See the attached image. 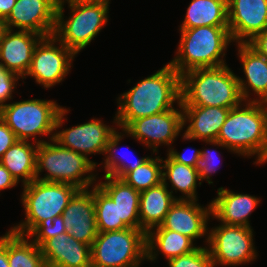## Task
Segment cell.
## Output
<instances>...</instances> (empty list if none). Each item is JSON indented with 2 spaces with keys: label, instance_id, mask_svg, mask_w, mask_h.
<instances>
[{
  "label": "cell",
  "instance_id": "9c48e42d",
  "mask_svg": "<svg viewBox=\"0 0 267 267\" xmlns=\"http://www.w3.org/2000/svg\"><path fill=\"white\" fill-rule=\"evenodd\" d=\"M145 259L146 233L141 229L98 232L91 245L93 267H139Z\"/></svg>",
  "mask_w": 267,
  "mask_h": 267
},
{
  "label": "cell",
  "instance_id": "d590c367",
  "mask_svg": "<svg viewBox=\"0 0 267 267\" xmlns=\"http://www.w3.org/2000/svg\"><path fill=\"white\" fill-rule=\"evenodd\" d=\"M19 78V75L3 69L0 64V107L5 105L7 100L12 99V92H14L16 81Z\"/></svg>",
  "mask_w": 267,
  "mask_h": 267
},
{
  "label": "cell",
  "instance_id": "d6986e66",
  "mask_svg": "<svg viewBox=\"0 0 267 267\" xmlns=\"http://www.w3.org/2000/svg\"><path fill=\"white\" fill-rule=\"evenodd\" d=\"M46 267H91V245L68 233L47 239L41 246Z\"/></svg>",
  "mask_w": 267,
  "mask_h": 267
},
{
  "label": "cell",
  "instance_id": "8d00e7d4",
  "mask_svg": "<svg viewBox=\"0 0 267 267\" xmlns=\"http://www.w3.org/2000/svg\"><path fill=\"white\" fill-rule=\"evenodd\" d=\"M167 152H168L167 155L173 161L180 164L189 165L192 167H196L197 161L199 160L201 155V150H195V149H192V152L189 155H184L183 153L181 154L172 148H170Z\"/></svg>",
  "mask_w": 267,
  "mask_h": 267
},
{
  "label": "cell",
  "instance_id": "836d02e7",
  "mask_svg": "<svg viewBox=\"0 0 267 267\" xmlns=\"http://www.w3.org/2000/svg\"><path fill=\"white\" fill-rule=\"evenodd\" d=\"M169 267H214L207 247H199L189 254L168 260Z\"/></svg>",
  "mask_w": 267,
  "mask_h": 267
},
{
  "label": "cell",
  "instance_id": "74e56055",
  "mask_svg": "<svg viewBox=\"0 0 267 267\" xmlns=\"http://www.w3.org/2000/svg\"><path fill=\"white\" fill-rule=\"evenodd\" d=\"M16 141L15 134L0 118V158Z\"/></svg>",
  "mask_w": 267,
  "mask_h": 267
},
{
  "label": "cell",
  "instance_id": "ac0fdd59",
  "mask_svg": "<svg viewBox=\"0 0 267 267\" xmlns=\"http://www.w3.org/2000/svg\"><path fill=\"white\" fill-rule=\"evenodd\" d=\"M43 38L32 31L6 29L0 40V64L3 69L11 71L25 79L34 49Z\"/></svg>",
  "mask_w": 267,
  "mask_h": 267
},
{
  "label": "cell",
  "instance_id": "60d3db41",
  "mask_svg": "<svg viewBox=\"0 0 267 267\" xmlns=\"http://www.w3.org/2000/svg\"><path fill=\"white\" fill-rule=\"evenodd\" d=\"M0 267H9L7 259V233L0 237Z\"/></svg>",
  "mask_w": 267,
  "mask_h": 267
},
{
  "label": "cell",
  "instance_id": "603a6c76",
  "mask_svg": "<svg viewBox=\"0 0 267 267\" xmlns=\"http://www.w3.org/2000/svg\"><path fill=\"white\" fill-rule=\"evenodd\" d=\"M161 182L159 185L140 192L139 218L140 229L146 234L153 228L158 227L176 201L173 191Z\"/></svg>",
  "mask_w": 267,
  "mask_h": 267
},
{
  "label": "cell",
  "instance_id": "3957f363",
  "mask_svg": "<svg viewBox=\"0 0 267 267\" xmlns=\"http://www.w3.org/2000/svg\"><path fill=\"white\" fill-rule=\"evenodd\" d=\"M238 76L228 65L196 68L181 75L182 106L233 108L243 102Z\"/></svg>",
  "mask_w": 267,
  "mask_h": 267
},
{
  "label": "cell",
  "instance_id": "f35d334b",
  "mask_svg": "<svg viewBox=\"0 0 267 267\" xmlns=\"http://www.w3.org/2000/svg\"><path fill=\"white\" fill-rule=\"evenodd\" d=\"M248 44L267 59V29L258 33Z\"/></svg>",
  "mask_w": 267,
  "mask_h": 267
},
{
  "label": "cell",
  "instance_id": "7c38bea8",
  "mask_svg": "<svg viewBox=\"0 0 267 267\" xmlns=\"http://www.w3.org/2000/svg\"><path fill=\"white\" fill-rule=\"evenodd\" d=\"M179 109H170L159 114L135 119L122 131L130 135L146 147L152 148L153 153H158L161 144L170 145L183 130V112L181 103Z\"/></svg>",
  "mask_w": 267,
  "mask_h": 267
},
{
  "label": "cell",
  "instance_id": "f1b7e54d",
  "mask_svg": "<svg viewBox=\"0 0 267 267\" xmlns=\"http://www.w3.org/2000/svg\"><path fill=\"white\" fill-rule=\"evenodd\" d=\"M28 236L7 232L9 267H46L41 249Z\"/></svg>",
  "mask_w": 267,
  "mask_h": 267
},
{
  "label": "cell",
  "instance_id": "b9f144b4",
  "mask_svg": "<svg viewBox=\"0 0 267 267\" xmlns=\"http://www.w3.org/2000/svg\"><path fill=\"white\" fill-rule=\"evenodd\" d=\"M16 0H0V17L6 19L12 11Z\"/></svg>",
  "mask_w": 267,
  "mask_h": 267
},
{
  "label": "cell",
  "instance_id": "e575fe53",
  "mask_svg": "<svg viewBox=\"0 0 267 267\" xmlns=\"http://www.w3.org/2000/svg\"><path fill=\"white\" fill-rule=\"evenodd\" d=\"M215 151V150H214ZM201 150V155L196 164V170L199 173L200 181L206 180L209 184H213L210 177L212 173H216L218 165L216 166L218 159L216 151ZM218 161V160H217Z\"/></svg>",
  "mask_w": 267,
  "mask_h": 267
},
{
  "label": "cell",
  "instance_id": "f6af8a7d",
  "mask_svg": "<svg viewBox=\"0 0 267 267\" xmlns=\"http://www.w3.org/2000/svg\"><path fill=\"white\" fill-rule=\"evenodd\" d=\"M267 162V154L264 157V160L262 161L261 165Z\"/></svg>",
  "mask_w": 267,
  "mask_h": 267
},
{
  "label": "cell",
  "instance_id": "d4e9b609",
  "mask_svg": "<svg viewBox=\"0 0 267 267\" xmlns=\"http://www.w3.org/2000/svg\"><path fill=\"white\" fill-rule=\"evenodd\" d=\"M33 145L29 141L17 140L0 158V163L10 172L19 183L22 178L23 186L36 179V153L39 143Z\"/></svg>",
  "mask_w": 267,
  "mask_h": 267
},
{
  "label": "cell",
  "instance_id": "44dd1931",
  "mask_svg": "<svg viewBox=\"0 0 267 267\" xmlns=\"http://www.w3.org/2000/svg\"><path fill=\"white\" fill-rule=\"evenodd\" d=\"M217 194L218 196L210 202L213 219L226 225L251 227L248 219L260 203L259 198L235 193L223 187L218 188Z\"/></svg>",
  "mask_w": 267,
  "mask_h": 267
},
{
  "label": "cell",
  "instance_id": "5b68a950",
  "mask_svg": "<svg viewBox=\"0 0 267 267\" xmlns=\"http://www.w3.org/2000/svg\"><path fill=\"white\" fill-rule=\"evenodd\" d=\"M69 110L55 101L32 99L5 104L0 107V118L15 134L17 140H37V135L54 139V130L60 128Z\"/></svg>",
  "mask_w": 267,
  "mask_h": 267
},
{
  "label": "cell",
  "instance_id": "7bdbcfd3",
  "mask_svg": "<svg viewBox=\"0 0 267 267\" xmlns=\"http://www.w3.org/2000/svg\"><path fill=\"white\" fill-rule=\"evenodd\" d=\"M71 2V3H78V2H106L110 3V0H59V3H65V2Z\"/></svg>",
  "mask_w": 267,
  "mask_h": 267
},
{
  "label": "cell",
  "instance_id": "484cf974",
  "mask_svg": "<svg viewBox=\"0 0 267 267\" xmlns=\"http://www.w3.org/2000/svg\"><path fill=\"white\" fill-rule=\"evenodd\" d=\"M193 242L191 238L172 230L151 229L146 234L147 261L157 259L158 252H161L167 261L189 254L198 248Z\"/></svg>",
  "mask_w": 267,
  "mask_h": 267
},
{
  "label": "cell",
  "instance_id": "8fae6325",
  "mask_svg": "<svg viewBox=\"0 0 267 267\" xmlns=\"http://www.w3.org/2000/svg\"><path fill=\"white\" fill-rule=\"evenodd\" d=\"M54 35L43 37L36 45L31 66L26 76H31L37 84L45 88L60 83L69 73L75 53L66 48Z\"/></svg>",
  "mask_w": 267,
  "mask_h": 267
},
{
  "label": "cell",
  "instance_id": "5bb4252c",
  "mask_svg": "<svg viewBox=\"0 0 267 267\" xmlns=\"http://www.w3.org/2000/svg\"><path fill=\"white\" fill-rule=\"evenodd\" d=\"M55 0H16L11 13L5 19L6 27L32 31L43 37L52 36L56 26Z\"/></svg>",
  "mask_w": 267,
  "mask_h": 267
},
{
  "label": "cell",
  "instance_id": "277c9868",
  "mask_svg": "<svg viewBox=\"0 0 267 267\" xmlns=\"http://www.w3.org/2000/svg\"><path fill=\"white\" fill-rule=\"evenodd\" d=\"M179 30L181 38L178 52L169 63L179 75L196 68L226 65L222 58L232 42L228 26H201Z\"/></svg>",
  "mask_w": 267,
  "mask_h": 267
},
{
  "label": "cell",
  "instance_id": "83f0119b",
  "mask_svg": "<svg viewBox=\"0 0 267 267\" xmlns=\"http://www.w3.org/2000/svg\"><path fill=\"white\" fill-rule=\"evenodd\" d=\"M162 163H164L162 164V182L168 185V179L173 190L180 191L185 195L180 196L179 199L197 200L196 188L197 181H200V178L196 168L177 163L168 155L164 161L162 159Z\"/></svg>",
  "mask_w": 267,
  "mask_h": 267
},
{
  "label": "cell",
  "instance_id": "7a4b0ae2",
  "mask_svg": "<svg viewBox=\"0 0 267 267\" xmlns=\"http://www.w3.org/2000/svg\"><path fill=\"white\" fill-rule=\"evenodd\" d=\"M245 104L231 108L217 140L206 143L239 156L256 155L254 164H261L267 154V103L245 101Z\"/></svg>",
  "mask_w": 267,
  "mask_h": 267
},
{
  "label": "cell",
  "instance_id": "1f68e13d",
  "mask_svg": "<svg viewBox=\"0 0 267 267\" xmlns=\"http://www.w3.org/2000/svg\"><path fill=\"white\" fill-rule=\"evenodd\" d=\"M121 132L119 134L118 131H116L108 141L105 147L104 153L107 154L106 159L104 160V170H105V175L104 176H114L118 178H123L129 171L135 170L138 166H140L142 163H144L148 157H142L140 159H136L135 161H130L127 162V160H121L118 157L117 154L114 152L117 150V146L120 140H122ZM109 154V155H108Z\"/></svg>",
  "mask_w": 267,
  "mask_h": 267
},
{
  "label": "cell",
  "instance_id": "4fadbf2b",
  "mask_svg": "<svg viewBox=\"0 0 267 267\" xmlns=\"http://www.w3.org/2000/svg\"><path fill=\"white\" fill-rule=\"evenodd\" d=\"M232 41L248 43L267 29V0H227Z\"/></svg>",
  "mask_w": 267,
  "mask_h": 267
},
{
  "label": "cell",
  "instance_id": "cb8c5ba5",
  "mask_svg": "<svg viewBox=\"0 0 267 267\" xmlns=\"http://www.w3.org/2000/svg\"><path fill=\"white\" fill-rule=\"evenodd\" d=\"M105 182L97 185L114 201L118 207L119 218L128 228L140 229V192L124 180L114 176H104Z\"/></svg>",
  "mask_w": 267,
  "mask_h": 267
},
{
  "label": "cell",
  "instance_id": "8992f818",
  "mask_svg": "<svg viewBox=\"0 0 267 267\" xmlns=\"http://www.w3.org/2000/svg\"><path fill=\"white\" fill-rule=\"evenodd\" d=\"M50 141L38 144L36 179L45 182L68 183L78 189H88L96 181L97 175H93L92 171L97 167V163L78 152L61 146L54 139ZM43 170L47 171V174L41 178L39 175ZM85 174L88 175L84 177Z\"/></svg>",
  "mask_w": 267,
  "mask_h": 267
},
{
  "label": "cell",
  "instance_id": "52a82bcc",
  "mask_svg": "<svg viewBox=\"0 0 267 267\" xmlns=\"http://www.w3.org/2000/svg\"><path fill=\"white\" fill-rule=\"evenodd\" d=\"M109 4L106 2H68L71 10L64 21V3H58L56 10L55 38L66 48L78 54L101 31L108 22Z\"/></svg>",
  "mask_w": 267,
  "mask_h": 267
},
{
  "label": "cell",
  "instance_id": "9a60e30c",
  "mask_svg": "<svg viewBox=\"0 0 267 267\" xmlns=\"http://www.w3.org/2000/svg\"><path fill=\"white\" fill-rule=\"evenodd\" d=\"M67 233L77 241L92 245L98 229L95 216L94 187L79 189L62 213Z\"/></svg>",
  "mask_w": 267,
  "mask_h": 267
},
{
  "label": "cell",
  "instance_id": "f546056e",
  "mask_svg": "<svg viewBox=\"0 0 267 267\" xmlns=\"http://www.w3.org/2000/svg\"><path fill=\"white\" fill-rule=\"evenodd\" d=\"M94 202L98 232H110L128 228L119 218L117 205L97 184L94 186Z\"/></svg>",
  "mask_w": 267,
  "mask_h": 267
},
{
  "label": "cell",
  "instance_id": "6da1fadb",
  "mask_svg": "<svg viewBox=\"0 0 267 267\" xmlns=\"http://www.w3.org/2000/svg\"><path fill=\"white\" fill-rule=\"evenodd\" d=\"M114 123L124 129L131 121L174 108L181 103V75L168 63L156 73L137 82L118 98Z\"/></svg>",
  "mask_w": 267,
  "mask_h": 267
},
{
  "label": "cell",
  "instance_id": "30bf717a",
  "mask_svg": "<svg viewBox=\"0 0 267 267\" xmlns=\"http://www.w3.org/2000/svg\"><path fill=\"white\" fill-rule=\"evenodd\" d=\"M253 229L247 226L221 225L208 233L207 247L213 266L246 264L257 257L253 243Z\"/></svg>",
  "mask_w": 267,
  "mask_h": 267
},
{
  "label": "cell",
  "instance_id": "7402d4cb",
  "mask_svg": "<svg viewBox=\"0 0 267 267\" xmlns=\"http://www.w3.org/2000/svg\"><path fill=\"white\" fill-rule=\"evenodd\" d=\"M238 54L247 79L246 81L238 76L243 100L267 103V59L248 43H238ZM249 88L258 96V99H249L251 91Z\"/></svg>",
  "mask_w": 267,
  "mask_h": 267
},
{
  "label": "cell",
  "instance_id": "ee69618b",
  "mask_svg": "<svg viewBox=\"0 0 267 267\" xmlns=\"http://www.w3.org/2000/svg\"><path fill=\"white\" fill-rule=\"evenodd\" d=\"M6 29H7V27H6L5 19L0 17V40L3 37Z\"/></svg>",
  "mask_w": 267,
  "mask_h": 267
},
{
  "label": "cell",
  "instance_id": "ba28073f",
  "mask_svg": "<svg viewBox=\"0 0 267 267\" xmlns=\"http://www.w3.org/2000/svg\"><path fill=\"white\" fill-rule=\"evenodd\" d=\"M23 187L21 199L25 220L10 230L24 236H28L43 220L62 215L69 200L79 190L72 184L37 179Z\"/></svg>",
  "mask_w": 267,
  "mask_h": 267
},
{
  "label": "cell",
  "instance_id": "2e32d148",
  "mask_svg": "<svg viewBox=\"0 0 267 267\" xmlns=\"http://www.w3.org/2000/svg\"><path fill=\"white\" fill-rule=\"evenodd\" d=\"M55 130L54 140L61 146L78 152L88 158V154H104L106 144L116 132L115 128L105 125L101 120L92 119L86 123ZM87 155V156H86Z\"/></svg>",
  "mask_w": 267,
  "mask_h": 267
},
{
  "label": "cell",
  "instance_id": "e0dca14e",
  "mask_svg": "<svg viewBox=\"0 0 267 267\" xmlns=\"http://www.w3.org/2000/svg\"><path fill=\"white\" fill-rule=\"evenodd\" d=\"M197 201L176 199L162 224L153 229L172 230L191 238L193 241L199 237H204L205 234L207 236V221L211 215V203L204 208Z\"/></svg>",
  "mask_w": 267,
  "mask_h": 267
},
{
  "label": "cell",
  "instance_id": "ffe728a7",
  "mask_svg": "<svg viewBox=\"0 0 267 267\" xmlns=\"http://www.w3.org/2000/svg\"><path fill=\"white\" fill-rule=\"evenodd\" d=\"M229 111V108L217 106H182L183 125L190 123L182 138L187 141H216Z\"/></svg>",
  "mask_w": 267,
  "mask_h": 267
},
{
  "label": "cell",
  "instance_id": "ab89813d",
  "mask_svg": "<svg viewBox=\"0 0 267 267\" xmlns=\"http://www.w3.org/2000/svg\"><path fill=\"white\" fill-rule=\"evenodd\" d=\"M18 182L10 172L0 163V191L17 186Z\"/></svg>",
  "mask_w": 267,
  "mask_h": 267
},
{
  "label": "cell",
  "instance_id": "4dcf8cb0",
  "mask_svg": "<svg viewBox=\"0 0 267 267\" xmlns=\"http://www.w3.org/2000/svg\"><path fill=\"white\" fill-rule=\"evenodd\" d=\"M162 158H149L135 170L129 171L123 178L127 184L141 192L162 182Z\"/></svg>",
  "mask_w": 267,
  "mask_h": 267
},
{
  "label": "cell",
  "instance_id": "d6a6232c",
  "mask_svg": "<svg viewBox=\"0 0 267 267\" xmlns=\"http://www.w3.org/2000/svg\"><path fill=\"white\" fill-rule=\"evenodd\" d=\"M67 233L62 215L43 220L29 235L39 247L49 238ZM34 237V238H33Z\"/></svg>",
  "mask_w": 267,
  "mask_h": 267
},
{
  "label": "cell",
  "instance_id": "4316f807",
  "mask_svg": "<svg viewBox=\"0 0 267 267\" xmlns=\"http://www.w3.org/2000/svg\"><path fill=\"white\" fill-rule=\"evenodd\" d=\"M228 26L227 0H192L180 29Z\"/></svg>",
  "mask_w": 267,
  "mask_h": 267
}]
</instances>
